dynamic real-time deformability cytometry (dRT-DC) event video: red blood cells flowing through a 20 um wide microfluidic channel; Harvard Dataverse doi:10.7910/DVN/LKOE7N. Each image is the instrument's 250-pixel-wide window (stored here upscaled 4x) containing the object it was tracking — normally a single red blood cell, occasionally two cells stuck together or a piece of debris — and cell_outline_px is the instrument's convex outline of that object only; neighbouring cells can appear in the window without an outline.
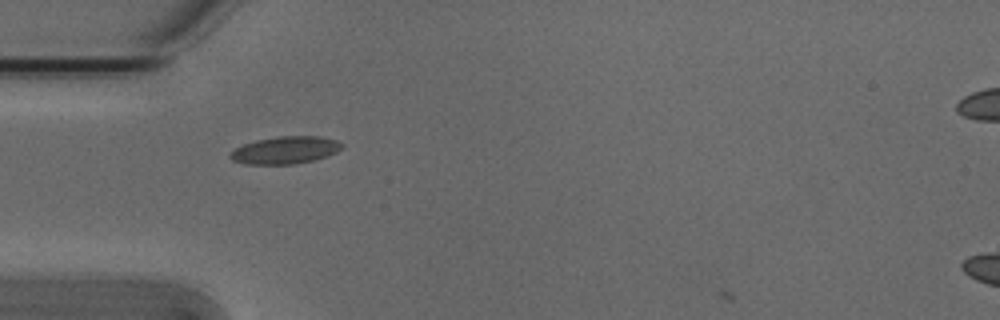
{"species": "Egyptian fruit bat (a non-hibernating species)", "species_latin": "Rousettus aegyptiacus", "temperature_condition": "cold", "stored_images_in_passage": 35, "camera_frame_rate_fps": 3000, "um_per_image_px": 0.085, "animal": {"sex": "male"}, "frame": {"image": 1, "passage_image": 1, "time_ms": 0.0, "image_size_px": [1000, 320], "cell_outline_px": [[344, 144], [336, 152], [328, 156], [312, 160], [292, 164], [244, 164], [232, 160], [228, 156], [236, 148], [244, 144], [256, 140], [276, 136], [316, 136], [336, 140]], "centroid_in_image_um": [24.23, 12.76], "position_along_channel_um": 60.8, "area_um2": 17.69}}
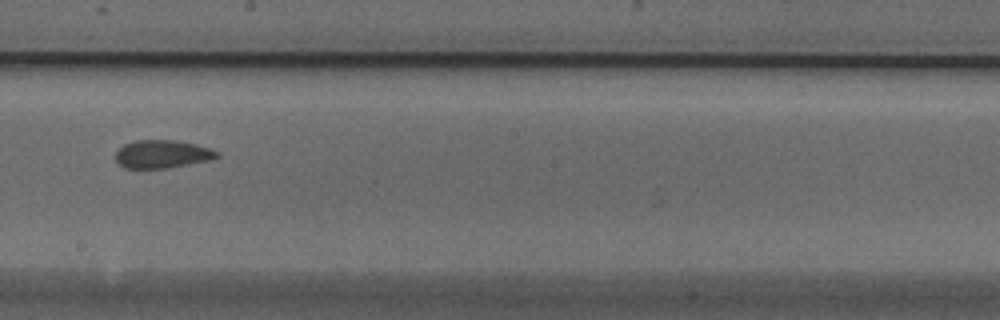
{"frame": {"image": 2, "passage_image": 15, "time_ms": 4.667, "image_size_px": [1000, 320], "cell_outline_px": [[220, 156], [208, 160], [168, 168], [124, 168], [116, 164], [116, 152], [124, 144], [132, 140], [176, 140], [196, 144], [220, 152]], "centroid_in_image_um": [13.76, 13.09], "position_along_channel_um": 234.4, "area_um2": 16.65}}
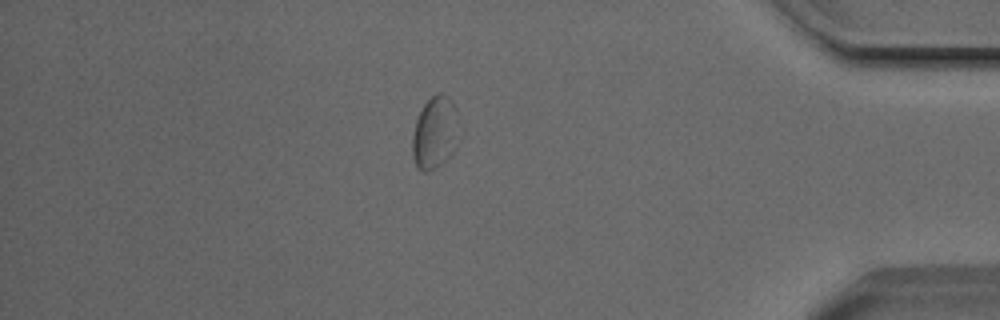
{"frame": {"image": 3, "passage_image": 31, "time_ms": 10.0, "image_size_px": [1000, 320], "cell_outline_px": [[456, 108], [444, 160], [428, 172], [424, 172], [416, 164], [412, 156], [412, 136], [416, 120], [424, 104], [436, 92], [440, 92], [448, 96]], "centroid_in_image_um": [36.79, 11.2], "position_along_channel_um": 398.4, "area_um2": 17.46}}